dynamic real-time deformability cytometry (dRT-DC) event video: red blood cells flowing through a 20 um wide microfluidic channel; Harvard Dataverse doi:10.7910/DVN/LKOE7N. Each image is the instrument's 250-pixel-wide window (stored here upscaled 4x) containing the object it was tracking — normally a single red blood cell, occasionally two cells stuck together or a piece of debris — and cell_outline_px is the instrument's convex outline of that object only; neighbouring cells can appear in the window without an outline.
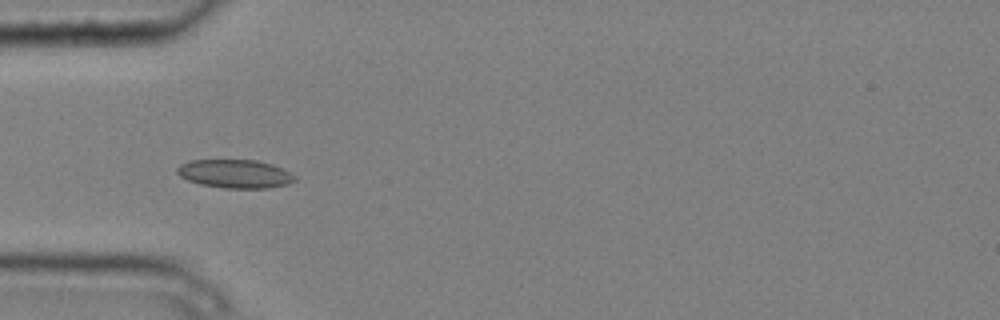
{"species": "common noctule bat (a hibernating species)", "species_latin": "Nyctalus noctula", "temperature_condition": "cold", "stored_images_in_passage": 8, "camera_frame_rate_fps": 3000, "um_per_image_px": 0.085, "animal": {"sex": "male", "body_mass_g": 20.4}, "frame": {"image": 1, "passage_image": 5, "time_ms": 1.333, "image_size_px": [1000, 320], "cell_outline_px": [[296, 180], [288, 184], [268, 188], [224, 188], [200, 184], [188, 180], [180, 176], [176, 172], [176, 168], [180, 164], [188, 160], [256, 160], [272, 164], [296, 176]], "centroid_in_image_um": [19.95, 14.77], "position_along_channel_um": 65.0, "area_um2": 19.54}}
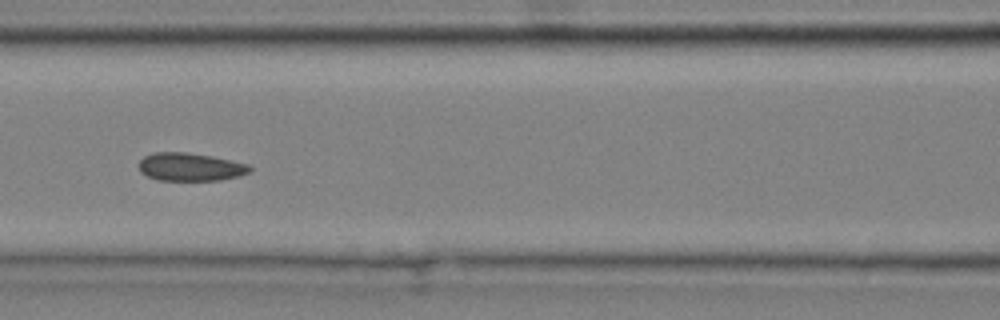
{"frame": {"image": 2, "passage_image": 7, "time_ms": 2.0, "image_size_px": [1000, 320], "cell_outline_px": [[252, 172], [240, 176], [220, 180], [160, 180], [148, 176], [140, 172], [140, 160], [144, 156], [152, 152], [184, 152], [212, 156], [248, 164], [252, 168]], "centroid_in_image_um": [16.2, 14.19], "position_along_channel_um": 150.4, "area_um2": 18.15}}
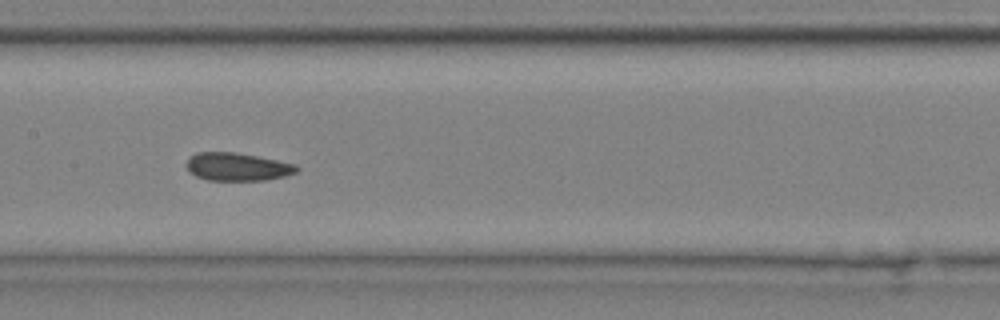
{"frame": {"image": 3, "passage_image": 8, "time_ms": 2.333, "image_size_px": [1000, 320], "cell_outline_px": [[300, 168], [296, 172], [284, 176], [264, 180], [208, 180], [196, 176], [188, 172], [188, 160], [196, 152], [236, 152], [296, 164]], "centroid_in_image_um": [20.18, 14.17], "position_along_channel_um": 187.2, "area_um2": 17.8}}